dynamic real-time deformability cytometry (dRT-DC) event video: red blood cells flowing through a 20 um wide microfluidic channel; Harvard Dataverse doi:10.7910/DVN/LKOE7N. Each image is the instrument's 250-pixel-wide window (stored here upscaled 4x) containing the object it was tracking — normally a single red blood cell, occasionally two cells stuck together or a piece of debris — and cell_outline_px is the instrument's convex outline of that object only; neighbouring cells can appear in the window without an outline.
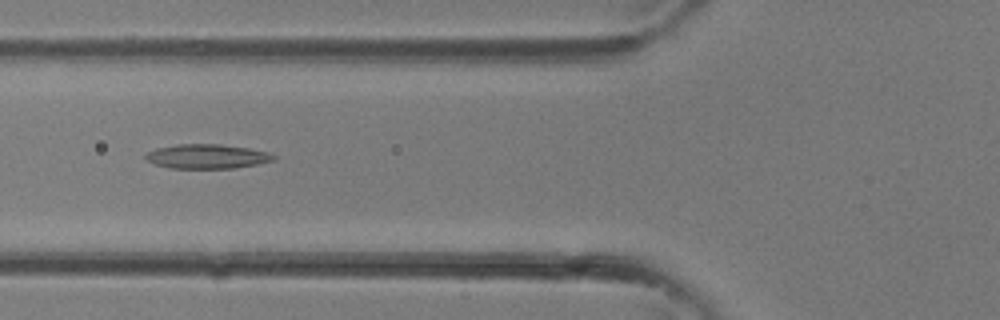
{"species": "common noctule bat (a hibernating species)", "species_latin": "Nyctalus noctula", "temperature_condition": "room temperature", "stored_images_in_passage": 34, "camera_frame_rate_fps": 3000, "um_per_image_px": 0.085, "animal": {"sex": "female"}, "frame": {"image": 1, "passage_image": 13, "time_ms": 4.0, "image_size_px": [1000, 320], "cell_outline_px": [[276, 160], [256, 164], [232, 168], [168, 168], [156, 164], [148, 160], [144, 156], [148, 152], [156, 148], [176, 144], [220, 144], [248, 148], [268, 152], [276, 156]], "centroid_in_image_um": [17.6, 13.29], "position_along_channel_um": 108.2, "area_um2": 18.09}}
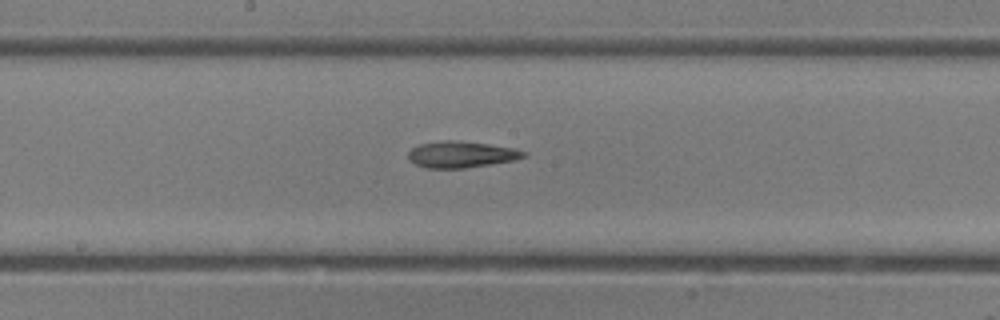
{"frame": {"image": 2, "passage_image": 18, "time_ms": 5.667, "image_size_px": [1000, 320], "cell_outline_px": [[528, 156], [516, 160], [464, 168], [428, 168], [416, 164], [408, 160], [408, 152], [412, 148], [420, 144], [440, 140], [452, 140], [488, 144], [516, 148], [528, 152]], "centroid_in_image_um": [39.24, 13.12], "position_along_channel_um": 209.0, "area_um2": 17.86}}
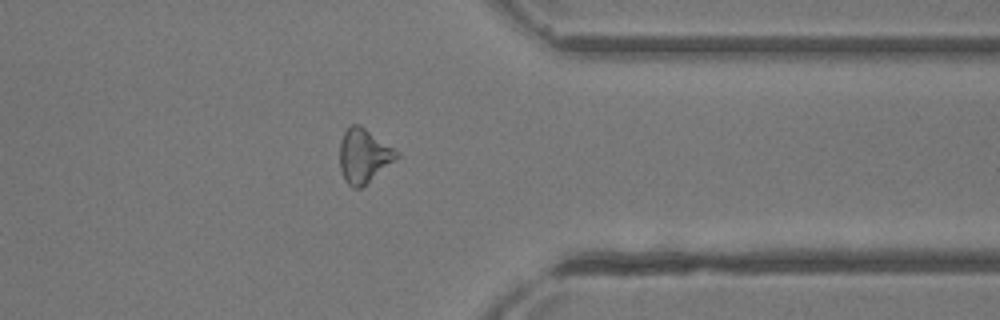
{"frame": {"image": 3, "passage_image": 27, "time_ms": 8.667, "image_size_px": [1000, 320], "cell_outline_px": [[400, 156], [360, 188], [352, 188], [344, 180], [340, 168], [340, 140], [344, 132], [352, 124], [360, 124], [400, 152]], "centroid_in_image_um": [30.91, 13.22], "position_along_channel_um": 380.5, "area_um2": 17.86}}